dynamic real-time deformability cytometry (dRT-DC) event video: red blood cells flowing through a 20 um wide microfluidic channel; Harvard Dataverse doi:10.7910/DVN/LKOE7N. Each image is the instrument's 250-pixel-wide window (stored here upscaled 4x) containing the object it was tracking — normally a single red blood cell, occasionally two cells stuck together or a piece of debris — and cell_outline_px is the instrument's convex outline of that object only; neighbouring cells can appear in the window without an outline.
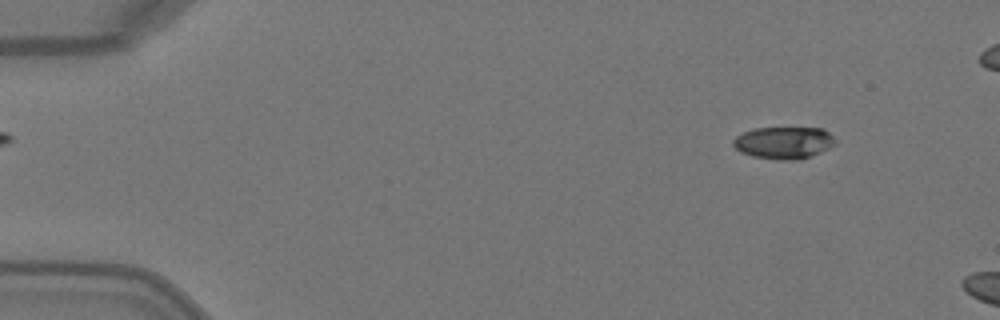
{"species": "Egyptian fruit bat (a non-hibernating species)", "species_latin": "Rousettus aegyptiacus", "temperature_condition": "warm", "stored_images_in_passage": 2, "camera_frame_rate_fps": 3000, "um_per_image_px": 0.085, "animal": {"sex": "female"}, "frame": {"image": 1, "passage_image": 1, "time_ms": 0.0, "image_size_px": [1000, 320], "cell_outline_px": [[836, 144], [820, 152], [800, 160], [784, 160], [752, 156], [740, 152], [732, 144], [732, 140], [736, 136], [744, 132], [756, 128], [824, 128], [836, 140]], "centroid_in_image_um": [66.62, 12.13], "position_along_channel_um": 18.4, "area_um2": 19.07}}